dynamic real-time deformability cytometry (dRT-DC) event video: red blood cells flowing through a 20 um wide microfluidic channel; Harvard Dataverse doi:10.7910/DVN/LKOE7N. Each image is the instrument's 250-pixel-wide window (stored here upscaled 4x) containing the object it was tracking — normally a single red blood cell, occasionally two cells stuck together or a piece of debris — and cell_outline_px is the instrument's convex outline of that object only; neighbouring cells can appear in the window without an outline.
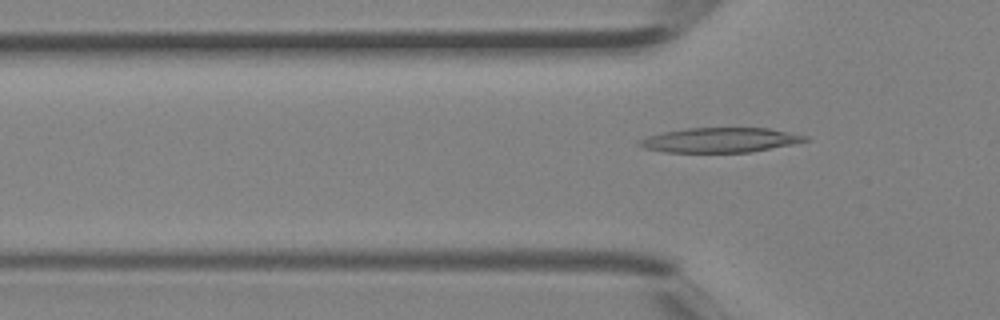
{"species": "Egyptian fruit bat (a non-hibernating species)", "species_latin": "Rousettus aegyptiacus", "temperature_condition": "room temperature", "stored_images_in_passage": 3, "camera_frame_rate_fps": 3000, "um_per_image_px": 0.085, "animal": {"sex": "female"}, "frame": {"image": 1, "passage_image": 3, "time_ms": 0.667, "image_size_px": [1000, 320], "cell_outline_px": [[808, 140], [792, 144], [748, 152], [664, 152], [644, 148], [636, 144], [636, 140], [648, 136], [664, 132], [684, 128], [768, 128], [808, 136]], "centroid_in_image_um": [61.14, 11.9], "position_along_channel_um": 64.7, "area_um2": 23.76}}